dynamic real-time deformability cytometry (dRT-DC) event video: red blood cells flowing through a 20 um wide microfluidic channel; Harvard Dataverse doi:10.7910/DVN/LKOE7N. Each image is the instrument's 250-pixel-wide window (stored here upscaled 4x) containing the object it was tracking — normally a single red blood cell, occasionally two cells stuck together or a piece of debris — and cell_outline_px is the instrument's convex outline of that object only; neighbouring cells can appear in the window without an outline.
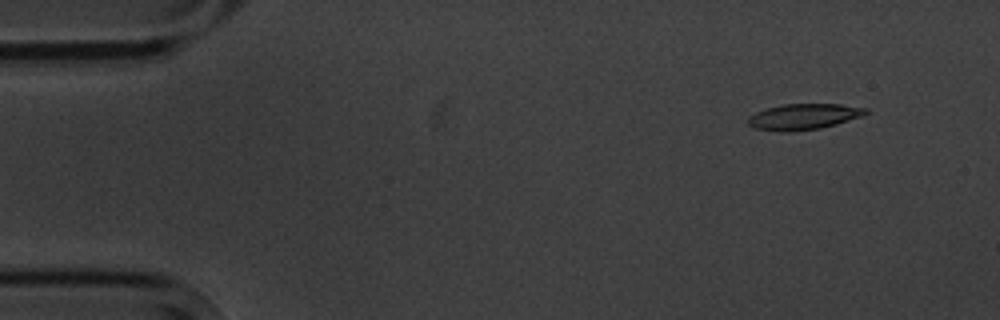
{"species": "common noctule bat (a hibernating species)", "species_latin": "Nyctalus noctula", "temperature_condition": "cold", "stored_images_in_passage": 2, "camera_frame_rate_fps": 3000, "um_per_image_px": 0.085, "animal": {"sex": "male", "body_mass_g": 20.1, "forearm_length_mm": 53.5}, "frame": {"image": 1, "passage_image": 2, "time_ms": 2.0, "image_size_px": [1000, 320], "cell_outline_px": [[868, 112], [864, 116], [836, 124], [820, 128], [792, 132], [780, 132], [756, 128], [748, 124], [748, 116], [764, 108], [784, 104], [840, 104], [868, 108]], "centroid_in_image_um": [68.31, 9.91], "position_along_channel_um": 16.7, "area_um2": 17.92}}